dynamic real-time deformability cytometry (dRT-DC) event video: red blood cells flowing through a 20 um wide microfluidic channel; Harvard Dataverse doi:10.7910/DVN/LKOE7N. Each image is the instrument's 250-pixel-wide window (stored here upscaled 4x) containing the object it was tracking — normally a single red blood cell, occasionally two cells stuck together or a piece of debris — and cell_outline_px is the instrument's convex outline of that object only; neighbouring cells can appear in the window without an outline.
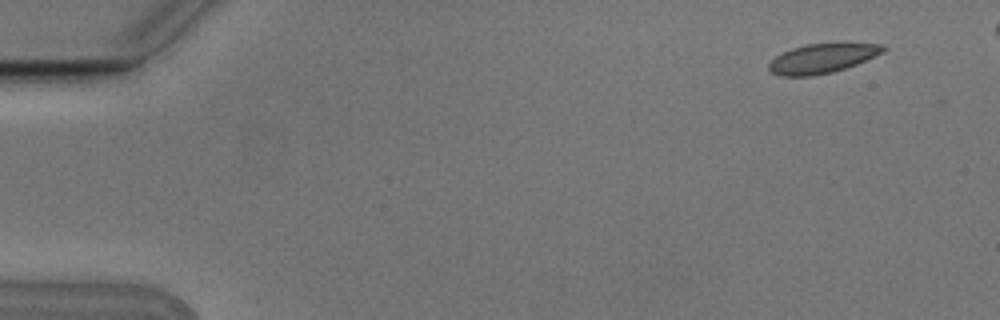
{"species": "Egyptian fruit bat (a non-hibernating species)", "species_latin": "Rousettus aegyptiacus", "temperature_condition": "cold", "stored_images_in_passage": 8, "camera_frame_rate_fps": 3000, "um_per_image_px": 0.085, "animal": {"sex": "male"}, "frame": {"image": 1, "passage_image": 1, "time_ms": 0.0, "image_size_px": [1000, 320], "cell_outline_px": [[888, 48], [884, 52], [856, 64], [832, 72], [812, 76], [780, 76], [772, 72], [768, 68], [768, 64], [776, 56], [792, 48], [808, 44], [884, 44]], "centroid_in_image_um": [69.88, 4.97], "position_along_channel_um": 15.1, "area_um2": 19.25}}
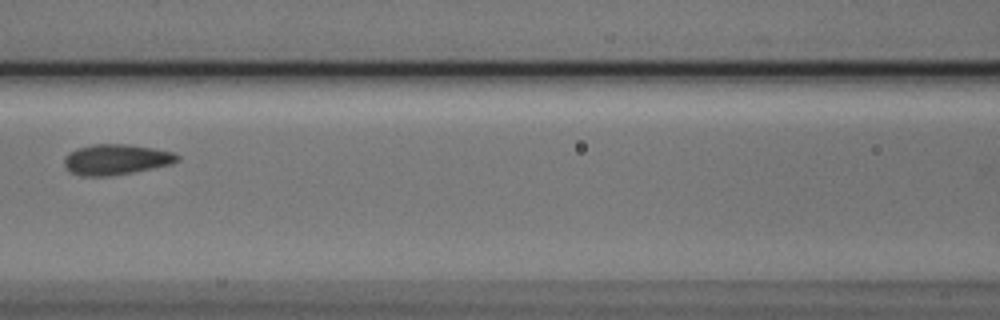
{"frame": {"image": 2, "passage_image": 7, "time_ms": 2.0, "image_size_px": [1000, 320], "cell_outline_px": [[180, 160], [172, 164], [132, 172], [104, 176], [84, 176], [72, 172], [64, 164], [64, 156], [68, 152], [92, 144], [128, 144], [152, 148], [172, 152], [180, 156]], "centroid_in_image_um": [9.88, 13.54], "position_along_channel_um": 156.7, "area_um2": 19.88}}
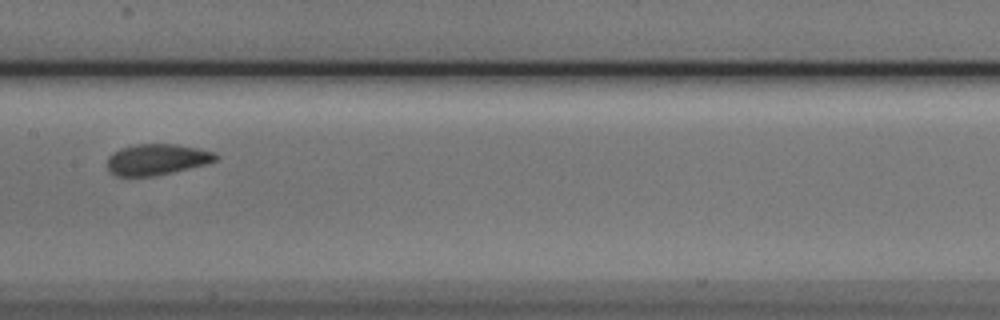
{"frame": {"image": 3, "passage_image": 8, "time_ms": 2.333, "image_size_px": [1000, 320], "cell_outline_px": [[220, 156], [216, 160], [208, 164], [156, 176], [116, 176], [108, 168], [108, 156], [112, 152], [120, 148], [136, 144], [176, 144], [216, 152]], "centroid_in_image_um": [13.36, 13.55], "position_along_channel_um": 194.0, "area_um2": 19.77}}